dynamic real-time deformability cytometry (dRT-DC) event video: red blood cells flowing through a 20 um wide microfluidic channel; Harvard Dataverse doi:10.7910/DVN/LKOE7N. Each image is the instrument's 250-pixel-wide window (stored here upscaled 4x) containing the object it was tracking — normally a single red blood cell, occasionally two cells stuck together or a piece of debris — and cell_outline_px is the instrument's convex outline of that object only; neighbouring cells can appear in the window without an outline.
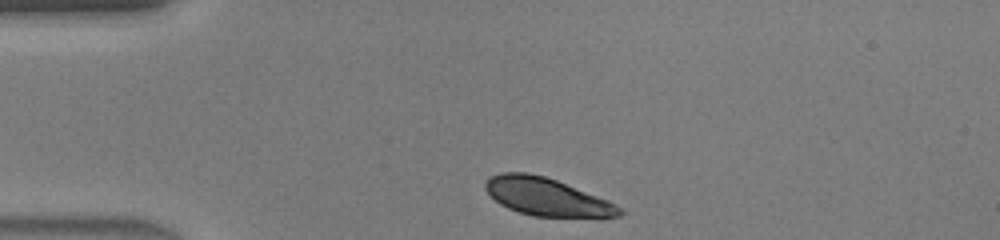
{"species": "human", "species_latin": "Homo sapiens", "temperature_condition": "warm", "stored_images_in_passage": 30, "camera_frame_rate_fps": 3000, "um_per_image_px": 0.085, "donor": {"sex": "male"}, "frame": {"image": 1, "passage_image": 1, "time_ms": 0.0, "image_size_px": [1000, 240], "cell_outline_px": [[624, 212], [620, 216], [532, 216], [508, 208], [500, 204], [484, 188], [484, 184], [488, 176], [500, 172], [528, 172], [544, 176], [556, 180], [616, 204]], "centroid_in_image_um": [46.39, 16.7], "position_along_channel_um": 38.6, "area_um2": 28.96}}
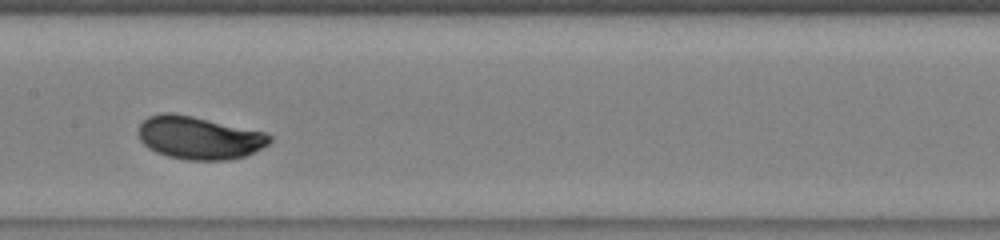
{"frame": {"image": 2, "passage_image": 14, "time_ms": 4.333, "image_size_px": [1000, 240], "cell_outline_px": [[272, 140], [268, 144], [244, 156], [228, 160], [188, 160], [168, 156], [156, 152], [148, 148], [140, 140], [140, 124], [148, 116], [160, 112], [172, 112], [192, 116], [268, 132], [272, 136]], "centroid_in_image_um": [16.94, 11.7], "position_along_channel_um": 190.5, "area_um2": 32.83}}
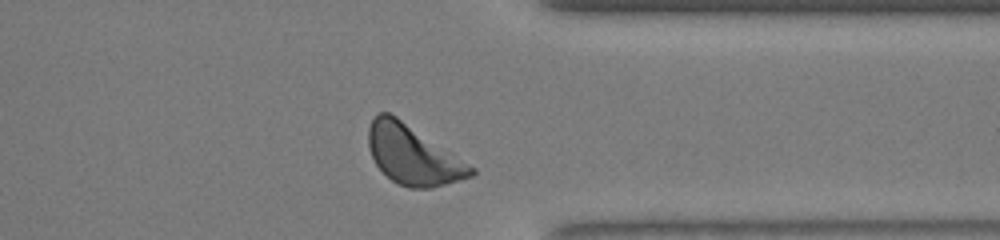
{"frame": {"image": 3, "passage_image": 27, "time_ms": 8.667, "image_size_px": [1000, 240], "cell_outline_px": [[476, 172], [472, 176], [460, 180], [432, 188], [408, 188], [396, 184], [376, 164], [368, 148], [368, 128], [372, 120], [380, 112], [388, 112], [396, 116], [452, 152], [476, 168]], "centroid_in_image_um": [35.11, 13.18], "position_along_channel_um": 376.3, "area_um2": 35.26}, "authors_computed_cell_mechanics": {"area_um2": 32.657, "velocity_mm_per_s": 4.3877, "shape_relaxation_time_tau1_ms": 2.3647, "shape_relaxation_time_tau2_ms": null, "deformation_change_tau1": 0.1456, "deformation_change_tau2": null}}